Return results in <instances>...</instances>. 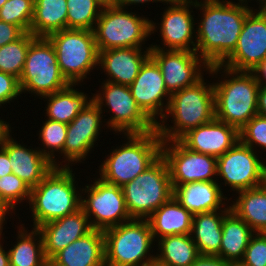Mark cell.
I'll list each match as a JSON object with an SVG mask.
<instances>
[{
  "instance_id": "obj_1",
  "label": "cell",
  "mask_w": 266,
  "mask_h": 266,
  "mask_svg": "<svg viewBox=\"0 0 266 266\" xmlns=\"http://www.w3.org/2000/svg\"><path fill=\"white\" fill-rule=\"evenodd\" d=\"M250 5L233 0H195V10H199L195 51L209 66L221 64L234 51L245 18L255 8V3Z\"/></svg>"
},
{
  "instance_id": "obj_27",
  "label": "cell",
  "mask_w": 266,
  "mask_h": 266,
  "mask_svg": "<svg viewBox=\"0 0 266 266\" xmlns=\"http://www.w3.org/2000/svg\"><path fill=\"white\" fill-rule=\"evenodd\" d=\"M80 86L82 88V84H70L60 91L40 98L46 102L43 116L69 124L92 101V93L89 95L81 90Z\"/></svg>"
},
{
  "instance_id": "obj_29",
  "label": "cell",
  "mask_w": 266,
  "mask_h": 266,
  "mask_svg": "<svg viewBox=\"0 0 266 266\" xmlns=\"http://www.w3.org/2000/svg\"><path fill=\"white\" fill-rule=\"evenodd\" d=\"M230 210H216L193 215L191 237L199 255H217L220 252L222 223Z\"/></svg>"
},
{
  "instance_id": "obj_5",
  "label": "cell",
  "mask_w": 266,
  "mask_h": 266,
  "mask_svg": "<svg viewBox=\"0 0 266 266\" xmlns=\"http://www.w3.org/2000/svg\"><path fill=\"white\" fill-rule=\"evenodd\" d=\"M120 137L123 143L111 146L108 154L105 151L107 156L103 157V161L97 166L98 171L93 175L104 182L122 187L161 156L163 141L157 130L141 134H120Z\"/></svg>"
},
{
  "instance_id": "obj_52",
  "label": "cell",
  "mask_w": 266,
  "mask_h": 266,
  "mask_svg": "<svg viewBox=\"0 0 266 266\" xmlns=\"http://www.w3.org/2000/svg\"><path fill=\"white\" fill-rule=\"evenodd\" d=\"M266 158H264L263 162V174H262V186L266 189Z\"/></svg>"
},
{
  "instance_id": "obj_2",
  "label": "cell",
  "mask_w": 266,
  "mask_h": 266,
  "mask_svg": "<svg viewBox=\"0 0 266 266\" xmlns=\"http://www.w3.org/2000/svg\"><path fill=\"white\" fill-rule=\"evenodd\" d=\"M208 72L215 78V118L239 131L257 115L260 85L252 72L235 71L220 64L209 66Z\"/></svg>"
},
{
  "instance_id": "obj_24",
  "label": "cell",
  "mask_w": 266,
  "mask_h": 266,
  "mask_svg": "<svg viewBox=\"0 0 266 266\" xmlns=\"http://www.w3.org/2000/svg\"><path fill=\"white\" fill-rule=\"evenodd\" d=\"M172 187L174 198L193 215L231 210L230 194L224 195L217 181H198Z\"/></svg>"
},
{
  "instance_id": "obj_31",
  "label": "cell",
  "mask_w": 266,
  "mask_h": 266,
  "mask_svg": "<svg viewBox=\"0 0 266 266\" xmlns=\"http://www.w3.org/2000/svg\"><path fill=\"white\" fill-rule=\"evenodd\" d=\"M230 196L231 210L254 232H264L266 230V189L259 186Z\"/></svg>"
},
{
  "instance_id": "obj_28",
  "label": "cell",
  "mask_w": 266,
  "mask_h": 266,
  "mask_svg": "<svg viewBox=\"0 0 266 266\" xmlns=\"http://www.w3.org/2000/svg\"><path fill=\"white\" fill-rule=\"evenodd\" d=\"M17 228V234H15V242L11 241V247L8 246L10 266H44L46 256L44 254L43 240L41 234L37 228L28 229L26 224L22 223L24 220H20ZM20 224V225H19ZM13 243V244H12ZM10 247V248H9Z\"/></svg>"
},
{
  "instance_id": "obj_44",
  "label": "cell",
  "mask_w": 266,
  "mask_h": 266,
  "mask_svg": "<svg viewBox=\"0 0 266 266\" xmlns=\"http://www.w3.org/2000/svg\"><path fill=\"white\" fill-rule=\"evenodd\" d=\"M168 1L169 0H117L116 6H119L122 8H128V9L130 7V9H133L136 7H140V4H141L142 8H143L144 4L145 5H149V4L153 5V3L154 4L156 3V5H158L157 3H162L164 6V4L167 3Z\"/></svg>"
},
{
  "instance_id": "obj_50",
  "label": "cell",
  "mask_w": 266,
  "mask_h": 266,
  "mask_svg": "<svg viewBox=\"0 0 266 266\" xmlns=\"http://www.w3.org/2000/svg\"><path fill=\"white\" fill-rule=\"evenodd\" d=\"M0 117V145L3 142L4 138L15 128L11 127L13 123H10V121L7 119L5 120L4 117L1 119Z\"/></svg>"
},
{
  "instance_id": "obj_41",
  "label": "cell",
  "mask_w": 266,
  "mask_h": 266,
  "mask_svg": "<svg viewBox=\"0 0 266 266\" xmlns=\"http://www.w3.org/2000/svg\"><path fill=\"white\" fill-rule=\"evenodd\" d=\"M21 97L19 79L0 71V109L6 108V105H11L14 101L17 102Z\"/></svg>"
},
{
  "instance_id": "obj_13",
  "label": "cell",
  "mask_w": 266,
  "mask_h": 266,
  "mask_svg": "<svg viewBox=\"0 0 266 266\" xmlns=\"http://www.w3.org/2000/svg\"><path fill=\"white\" fill-rule=\"evenodd\" d=\"M93 178V180H91ZM82 183L81 209L89 218L91 227L105 231L132 218L126 207L122 188L104 182L97 175ZM91 180V182H90Z\"/></svg>"
},
{
  "instance_id": "obj_12",
  "label": "cell",
  "mask_w": 266,
  "mask_h": 266,
  "mask_svg": "<svg viewBox=\"0 0 266 266\" xmlns=\"http://www.w3.org/2000/svg\"><path fill=\"white\" fill-rule=\"evenodd\" d=\"M161 17L151 18V35L158 34L156 44L152 42L151 48L161 50L195 51L196 48V16L195 0H169L164 4ZM167 5V6H166ZM156 20V21H155Z\"/></svg>"
},
{
  "instance_id": "obj_4",
  "label": "cell",
  "mask_w": 266,
  "mask_h": 266,
  "mask_svg": "<svg viewBox=\"0 0 266 266\" xmlns=\"http://www.w3.org/2000/svg\"><path fill=\"white\" fill-rule=\"evenodd\" d=\"M207 74L194 85L171 95L166 113L156 125L162 141L179 140L188 131L215 118L213 81L207 79L210 73Z\"/></svg>"
},
{
  "instance_id": "obj_36",
  "label": "cell",
  "mask_w": 266,
  "mask_h": 266,
  "mask_svg": "<svg viewBox=\"0 0 266 266\" xmlns=\"http://www.w3.org/2000/svg\"><path fill=\"white\" fill-rule=\"evenodd\" d=\"M67 29L93 30L103 5L98 0H66Z\"/></svg>"
},
{
  "instance_id": "obj_56",
  "label": "cell",
  "mask_w": 266,
  "mask_h": 266,
  "mask_svg": "<svg viewBox=\"0 0 266 266\" xmlns=\"http://www.w3.org/2000/svg\"><path fill=\"white\" fill-rule=\"evenodd\" d=\"M7 0H0V9L6 3Z\"/></svg>"
},
{
  "instance_id": "obj_14",
  "label": "cell",
  "mask_w": 266,
  "mask_h": 266,
  "mask_svg": "<svg viewBox=\"0 0 266 266\" xmlns=\"http://www.w3.org/2000/svg\"><path fill=\"white\" fill-rule=\"evenodd\" d=\"M264 158L240 141L218 157L216 181L223 193L226 190L228 193L233 191L234 195L239 191L262 186Z\"/></svg>"
},
{
  "instance_id": "obj_19",
  "label": "cell",
  "mask_w": 266,
  "mask_h": 266,
  "mask_svg": "<svg viewBox=\"0 0 266 266\" xmlns=\"http://www.w3.org/2000/svg\"><path fill=\"white\" fill-rule=\"evenodd\" d=\"M129 88L142 111L157 125L166 113L171 95L159 66L151 56L142 64Z\"/></svg>"
},
{
  "instance_id": "obj_21",
  "label": "cell",
  "mask_w": 266,
  "mask_h": 266,
  "mask_svg": "<svg viewBox=\"0 0 266 266\" xmlns=\"http://www.w3.org/2000/svg\"><path fill=\"white\" fill-rule=\"evenodd\" d=\"M150 49L126 47L99 51L98 71L105 75L100 80L129 86L150 56Z\"/></svg>"
},
{
  "instance_id": "obj_51",
  "label": "cell",
  "mask_w": 266,
  "mask_h": 266,
  "mask_svg": "<svg viewBox=\"0 0 266 266\" xmlns=\"http://www.w3.org/2000/svg\"><path fill=\"white\" fill-rule=\"evenodd\" d=\"M103 6H116L117 0H98Z\"/></svg>"
},
{
  "instance_id": "obj_11",
  "label": "cell",
  "mask_w": 266,
  "mask_h": 266,
  "mask_svg": "<svg viewBox=\"0 0 266 266\" xmlns=\"http://www.w3.org/2000/svg\"><path fill=\"white\" fill-rule=\"evenodd\" d=\"M132 219H147L173 196L169 168L160 156L150 167L122 187Z\"/></svg>"
},
{
  "instance_id": "obj_37",
  "label": "cell",
  "mask_w": 266,
  "mask_h": 266,
  "mask_svg": "<svg viewBox=\"0 0 266 266\" xmlns=\"http://www.w3.org/2000/svg\"><path fill=\"white\" fill-rule=\"evenodd\" d=\"M30 193V187L14 173L0 177V201L12 211L15 217H18L16 210L19 206L22 207L26 203L24 207H27Z\"/></svg>"
},
{
  "instance_id": "obj_18",
  "label": "cell",
  "mask_w": 266,
  "mask_h": 266,
  "mask_svg": "<svg viewBox=\"0 0 266 266\" xmlns=\"http://www.w3.org/2000/svg\"><path fill=\"white\" fill-rule=\"evenodd\" d=\"M170 95L194 85L207 75L209 65L196 51L150 49ZM205 72V74H204Z\"/></svg>"
},
{
  "instance_id": "obj_22",
  "label": "cell",
  "mask_w": 266,
  "mask_h": 266,
  "mask_svg": "<svg viewBox=\"0 0 266 266\" xmlns=\"http://www.w3.org/2000/svg\"><path fill=\"white\" fill-rule=\"evenodd\" d=\"M179 141L192 151L218 158L239 141V131L214 118L188 131Z\"/></svg>"
},
{
  "instance_id": "obj_47",
  "label": "cell",
  "mask_w": 266,
  "mask_h": 266,
  "mask_svg": "<svg viewBox=\"0 0 266 266\" xmlns=\"http://www.w3.org/2000/svg\"><path fill=\"white\" fill-rule=\"evenodd\" d=\"M260 86H266V58L251 71Z\"/></svg>"
},
{
  "instance_id": "obj_45",
  "label": "cell",
  "mask_w": 266,
  "mask_h": 266,
  "mask_svg": "<svg viewBox=\"0 0 266 266\" xmlns=\"http://www.w3.org/2000/svg\"><path fill=\"white\" fill-rule=\"evenodd\" d=\"M13 173L7 151L0 145V177Z\"/></svg>"
},
{
  "instance_id": "obj_43",
  "label": "cell",
  "mask_w": 266,
  "mask_h": 266,
  "mask_svg": "<svg viewBox=\"0 0 266 266\" xmlns=\"http://www.w3.org/2000/svg\"><path fill=\"white\" fill-rule=\"evenodd\" d=\"M232 264L216 255H199L191 266H231Z\"/></svg>"
},
{
  "instance_id": "obj_9",
  "label": "cell",
  "mask_w": 266,
  "mask_h": 266,
  "mask_svg": "<svg viewBox=\"0 0 266 266\" xmlns=\"http://www.w3.org/2000/svg\"><path fill=\"white\" fill-rule=\"evenodd\" d=\"M46 38L52 43L60 70L70 84L84 85L88 82L84 79H92L89 76L98 70L99 59L93 30L63 29Z\"/></svg>"
},
{
  "instance_id": "obj_15",
  "label": "cell",
  "mask_w": 266,
  "mask_h": 266,
  "mask_svg": "<svg viewBox=\"0 0 266 266\" xmlns=\"http://www.w3.org/2000/svg\"><path fill=\"white\" fill-rule=\"evenodd\" d=\"M104 119L100 108L91 101L67 124V134L64 144L65 168H74L73 166H79L82 163L86 164V159L88 160L90 158L89 156L95 150V146L102 147L103 142H100L101 144L98 145V140L103 137L101 135L103 130L106 133L108 132L107 134L110 132Z\"/></svg>"
},
{
  "instance_id": "obj_39",
  "label": "cell",
  "mask_w": 266,
  "mask_h": 266,
  "mask_svg": "<svg viewBox=\"0 0 266 266\" xmlns=\"http://www.w3.org/2000/svg\"><path fill=\"white\" fill-rule=\"evenodd\" d=\"M239 141L263 155L262 153L266 151V117L259 115L252 117L239 130Z\"/></svg>"
},
{
  "instance_id": "obj_53",
  "label": "cell",
  "mask_w": 266,
  "mask_h": 266,
  "mask_svg": "<svg viewBox=\"0 0 266 266\" xmlns=\"http://www.w3.org/2000/svg\"><path fill=\"white\" fill-rule=\"evenodd\" d=\"M44 266H63L55 262L52 258H47Z\"/></svg>"
},
{
  "instance_id": "obj_7",
  "label": "cell",
  "mask_w": 266,
  "mask_h": 266,
  "mask_svg": "<svg viewBox=\"0 0 266 266\" xmlns=\"http://www.w3.org/2000/svg\"><path fill=\"white\" fill-rule=\"evenodd\" d=\"M134 10L119 6L103 7L93 29L98 51L126 47L151 48V45H146L152 38L151 19Z\"/></svg>"
},
{
  "instance_id": "obj_34",
  "label": "cell",
  "mask_w": 266,
  "mask_h": 266,
  "mask_svg": "<svg viewBox=\"0 0 266 266\" xmlns=\"http://www.w3.org/2000/svg\"><path fill=\"white\" fill-rule=\"evenodd\" d=\"M44 120H41L40 127H38L40 129L36 130L38 137L36 138L38 139L37 148L54 167H64V144L67 124L47 118H44Z\"/></svg>"
},
{
  "instance_id": "obj_35",
  "label": "cell",
  "mask_w": 266,
  "mask_h": 266,
  "mask_svg": "<svg viewBox=\"0 0 266 266\" xmlns=\"http://www.w3.org/2000/svg\"><path fill=\"white\" fill-rule=\"evenodd\" d=\"M36 37L25 32L19 39L0 47V71L20 78L30 43Z\"/></svg>"
},
{
  "instance_id": "obj_6",
  "label": "cell",
  "mask_w": 266,
  "mask_h": 266,
  "mask_svg": "<svg viewBox=\"0 0 266 266\" xmlns=\"http://www.w3.org/2000/svg\"><path fill=\"white\" fill-rule=\"evenodd\" d=\"M103 233L105 266L155 264L156 242L147 219H131Z\"/></svg>"
},
{
  "instance_id": "obj_26",
  "label": "cell",
  "mask_w": 266,
  "mask_h": 266,
  "mask_svg": "<svg viewBox=\"0 0 266 266\" xmlns=\"http://www.w3.org/2000/svg\"><path fill=\"white\" fill-rule=\"evenodd\" d=\"M147 221L156 242L158 239L169 235L191 234L193 214L172 196L154 211L147 218Z\"/></svg>"
},
{
  "instance_id": "obj_20",
  "label": "cell",
  "mask_w": 266,
  "mask_h": 266,
  "mask_svg": "<svg viewBox=\"0 0 266 266\" xmlns=\"http://www.w3.org/2000/svg\"><path fill=\"white\" fill-rule=\"evenodd\" d=\"M11 131L1 143L7 151L12 171L30 189L37 186L54 168L53 164L42 154L36 145L30 146L17 140ZM14 136V137H13Z\"/></svg>"
},
{
  "instance_id": "obj_3",
  "label": "cell",
  "mask_w": 266,
  "mask_h": 266,
  "mask_svg": "<svg viewBox=\"0 0 266 266\" xmlns=\"http://www.w3.org/2000/svg\"><path fill=\"white\" fill-rule=\"evenodd\" d=\"M76 169L54 167L37 186L31 188L27 206L31 213L28 219L33 224L29 227L37 228L81 209L83 182L77 178L81 172L77 175Z\"/></svg>"
},
{
  "instance_id": "obj_48",
  "label": "cell",
  "mask_w": 266,
  "mask_h": 266,
  "mask_svg": "<svg viewBox=\"0 0 266 266\" xmlns=\"http://www.w3.org/2000/svg\"><path fill=\"white\" fill-rule=\"evenodd\" d=\"M14 214L12 211L7 208L1 201H0V237L3 235V230L6 229L5 225L7 226V221L10 217L14 218ZM9 216V217H8ZM13 216V217H12ZM7 219V220H6Z\"/></svg>"
},
{
  "instance_id": "obj_23",
  "label": "cell",
  "mask_w": 266,
  "mask_h": 266,
  "mask_svg": "<svg viewBox=\"0 0 266 266\" xmlns=\"http://www.w3.org/2000/svg\"><path fill=\"white\" fill-rule=\"evenodd\" d=\"M37 229L43 240L46 258H53L59 251L89 233L93 228L87 215L79 209L73 214L38 226Z\"/></svg>"
},
{
  "instance_id": "obj_25",
  "label": "cell",
  "mask_w": 266,
  "mask_h": 266,
  "mask_svg": "<svg viewBox=\"0 0 266 266\" xmlns=\"http://www.w3.org/2000/svg\"><path fill=\"white\" fill-rule=\"evenodd\" d=\"M52 259L63 266H105L103 231L92 229Z\"/></svg>"
},
{
  "instance_id": "obj_16",
  "label": "cell",
  "mask_w": 266,
  "mask_h": 266,
  "mask_svg": "<svg viewBox=\"0 0 266 266\" xmlns=\"http://www.w3.org/2000/svg\"><path fill=\"white\" fill-rule=\"evenodd\" d=\"M161 156L168 165L172 186L217 180V158L192 151L179 140L163 141Z\"/></svg>"
},
{
  "instance_id": "obj_32",
  "label": "cell",
  "mask_w": 266,
  "mask_h": 266,
  "mask_svg": "<svg viewBox=\"0 0 266 266\" xmlns=\"http://www.w3.org/2000/svg\"><path fill=\"white\" fill-rule=\"evenodd\" d=\"M155 249L157 266H191L199 256L190 234L162 237L156 241Z\"/></svg>"
},
{
  "instance_id": "obj_33",
  "label": "cell",
  "mask_w": 266,
  "mask_h": 266,
  "mask_svg": "<svg viewBox=\"0 0 266 266\" xmlns=\"http://www.w3.org/2000/svg\"><path fill=\"white\" fill-rule=\"evenodd\" d=\"M67 12L66 0H34L30 33L35 37H48L67 29Z\"/></svg>"
},
{
  "instance_id": "obj_38",
  "label": "cell",
  "mask_w": 266,
  "mask_h": 266,
  "mask_svg": "<svg viewBox=\"0 0 266 266\" xmlns=\"http://www.w3.org/2000/svg\"><path fill=\"white\" fill-rule=\"evenodd\" d=\"M34 16V0H7L0 9V20L30 32Z\"/></svg>"
},
{
  "instance_id": "obj_54",
  "label": "cell",
  "mask_w": 266,
  "mask_h": 266,
  "mask_svg": "<svg viewBox=\"0 0 266 266\" xmlns=\"http://www.w3.org/2000/svg\"><path fill=\"white\" fill-rule=\"evenodd\" d=\"M259 7L266 11V0H261L260 4H259Z\"/></svg>"
},
{
  "instance_id": "obj_46",
  "label": "cell",
  "mask_w": 266,
  "mask_h": 266,
  "mask_svg": "<svg viewBox=\"0 0 266 266\" xmlns=\"http://www.w3.org/2000/svg\"><path fill=\"white\" fill-rule=\"evenodd\" d=\"M257 115L266 117V86H260L258 90Z\"/></svg>"
},
{
  "instance_id": "obj_55",
  "label": "cell",
  "mask_w": 266,
  "mask_h": 266,
  "mask_svg": "<svg viewBox=\"0 0 266 266\" xmlns=\"http://www.w3.org/2000/svg\"><path fill=\"white\" fill-rule=\"evenodd\" d=\"M236 1L248 2V3H252V4H253V2H251V1H254V2L256 1L257 5H259L261 2V0H236Z\"/></svg>"
},
{
  "instance_id": "obj_17",
  "label": "cell",
  "mask_w": 266,
  "mask_h": 266,
  "mask_svg": "<svg viewBox=\"0 0 266 266\" xmlns=\"http://www.w3.org/2000/svg\"><path fill=\"white\" fill-rule=\"evenodd\" d=\"M265 58L266 11L256 6L245 18L236 48L220 65L251 72Z\"/></svg>"
},
{
  "instance_id": "obj_8",
  "label": "cell",
  "mask_w": 266,
  "mask_h": 266,
  "mask_svg": "<svg viewBox=\"0 0 266 266\" xmlns=\"http://www.w3.org/2000/svg\"><path fill=\"white\" fill-rule=\"evenodd\" d=\"M98 82L101 85L99 90L92 93V101L100 108L103 117L108 116L104 119L105 124L110 133L113 132L114 137L156 130V124L139 107L129 86L101 80Z\"/></svg>"
},
{
  "instance_id": "obj_42",
  "label": "cell",
  "mask_w": 266,
  "mask_h": 266,
  "mask_svg": "<svg viewBox=\"0 0 266 266\" xmlns=\"http://www.w3.org/2000/svg\"><path fill=\"white\" fill-rule=\"evenodd\" d=\"M23 34L18 26L0 20V47L16 41Z\"/></svg>"
},
{
  "instance_id": "obj_10",
  "label": "cell",
  "mask_w": 266,
  "mask_h": 266,
  "mask_svg": "<svg viewBox=\"0 0 266 266\" xmlns=\"http://www.w3.org/2000/svg\"><path fill=\"white\" fill-rule=\"evenodd\" d=\"M19 84L22 99L31 94L34 100L70 85L60 70L54 47L46 37H36L30 43Z\"/></svg>"
},
{
  "instance_id": "obj_49",
  "label": "cell",
  "mask_w": 266,
  "mask_h": 266,
  "mask_svg": "<svg viewBox=\"0 0 266 266\" xmlns=\"http://www.w3.org/2000/svg\"><path fill=\"white\" fill-rule=\"evenodd\" d=\"M5 238H6L5 233H3V235L0 237V266H10L9 253L6 247V244L8 242L5 241ZM4 243H5V246H4Z\"/></svg>"
},
{
  "instance_id": "obj_57",
  "label": "cell",
  "mask_w": 266,
  "mask_h": 266,
  "mask_svg": "<svg viewBox=\"0 0 266 266\" xmlns=\"http://www.w3.org/2000/svg\"><path fill=\"white\" fill-rule=\"evenodd\" d=\"M231 266H240L239 264H232Z\"/></svg>"
},
{
  "instance_id": "obj_40",
  "label": "cell",
  "mask_w": 266,
  "mask_h": 266,
  "mask_svg": "<svg viewBox=\"0 0 266 266\" xmlns=\"http://www.w3.org/2000/svg\"><path fill=\"white\" fill-rule=\"evenodd\" d=\"M240 266H266V235L255 232L248 243Z\"/></svg>"
},
{
  "instance_id": "obj_30",
  "label": "cell",
  "mask_w": 266,
  "mask_h": 266,
  "mask_svg": "<svg viewBox=\"0 0 266 266\" xmlns=\"http://www.w3.org/2000/svg\"><path fill=\"white\" fill-rule=\"evenodd\" d=\"M254 233L244 220L230 210L223 218L221 247L216 256L231 264H239Z\"/></svg>"
}]
</instances>
